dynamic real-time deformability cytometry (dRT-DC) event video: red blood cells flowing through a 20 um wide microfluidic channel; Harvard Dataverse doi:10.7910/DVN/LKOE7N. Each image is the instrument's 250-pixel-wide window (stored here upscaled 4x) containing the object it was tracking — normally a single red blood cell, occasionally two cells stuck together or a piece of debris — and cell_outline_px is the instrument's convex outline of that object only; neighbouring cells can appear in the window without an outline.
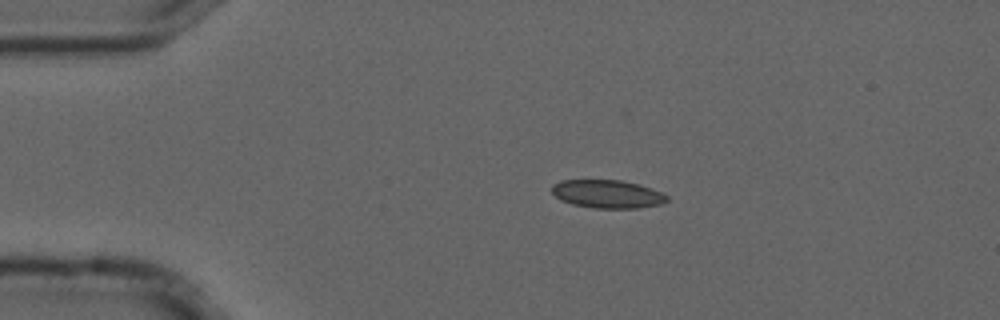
{"species": "common noctule bat (a hibernating species)", "species_latin": "Nyctalus noctula", "temperature_condition": "cold", "stored_images_in_passage": 45, "camera_frame_rate_fps": 3000, "um_per_image_px": 0.085, "animal": {"sex": "male", "forearm_length_mm": 52.5}, "frame": {"image": 1, "passage_image": 1, "time_ms": 0.0, "image_size_px": [1000, 320], "cell_outline_px": [[668, 200], [660, 204], [640, 208], [592, 208], [572, 204], [560, 200], [552, 192], [552, 184], [560, 180], [620, 180], [640, 184], [664, 192], [668, 196]], "centroid_in_image_um": [51.65, 16.49], "position_along_channel_um": 33.4, "area_um2": 19.13}}
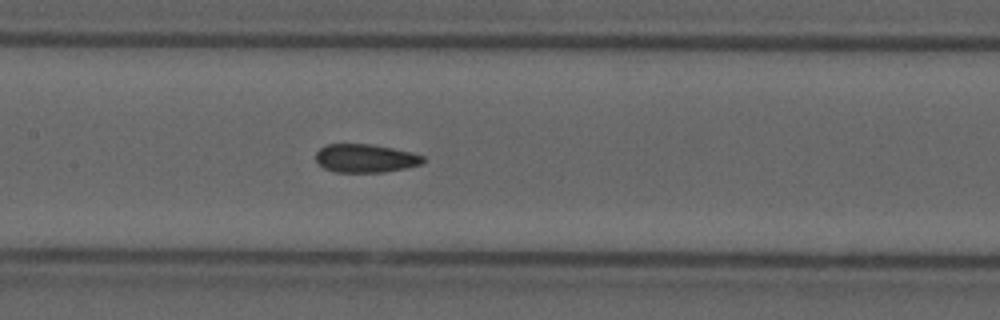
{"frame": {"image": 2, "passage_image": 16, "time_ms": 5.0, "image_size_px": [1000, 320], "cell_outline_px": [[424, 164], [384, 172], [336, 172], [324, 168], [316, 160], [316, 152], [320, 148], [328, 144], [372, 144], [392, 148], [424, 156]], "centroid_in_image_um": [31.06, 13.45], "position_along_channel_um": 176.3, "area_um2": 17.63}}
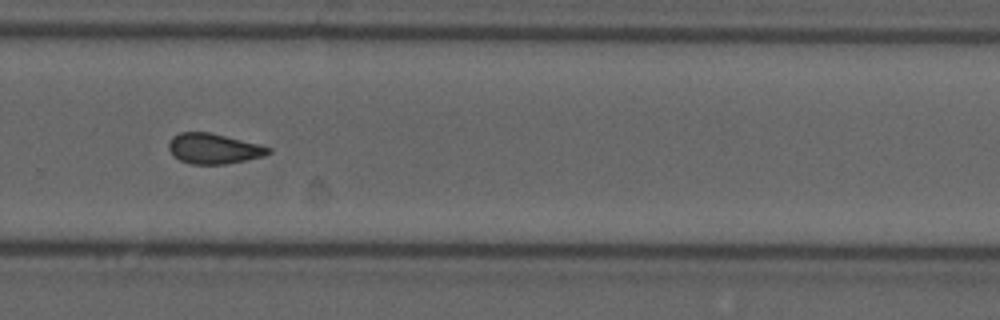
{"frame": {"image": 3, "passage_image": 27, "time_ms": 8.667, "image_size_px": [1000, 320], "cell_outline_px": [[272, 152], [264, 156], [224, 164], [192, 164], [180, 160], [172, 156], [168, 148], [168, 144], [172, 136], [180, 132], [208, 132], [260, 144], [272, 148]], "centroid_in_image_um": [18.15, 12.63], "position_along_channel_um": 311.7, "area_um2": 17.63}, "authors_computed_cell_mechanics": {"area_um2": 17.8602, "velocity_mm_per_s": 3.7067, "shape_relaxation_time_tau1_ms": null, "shape_relaxation_time_tau2_ms": 2.5616, "deformation_change_tau1": null, "deformation_change_tau2": 0.0764}}